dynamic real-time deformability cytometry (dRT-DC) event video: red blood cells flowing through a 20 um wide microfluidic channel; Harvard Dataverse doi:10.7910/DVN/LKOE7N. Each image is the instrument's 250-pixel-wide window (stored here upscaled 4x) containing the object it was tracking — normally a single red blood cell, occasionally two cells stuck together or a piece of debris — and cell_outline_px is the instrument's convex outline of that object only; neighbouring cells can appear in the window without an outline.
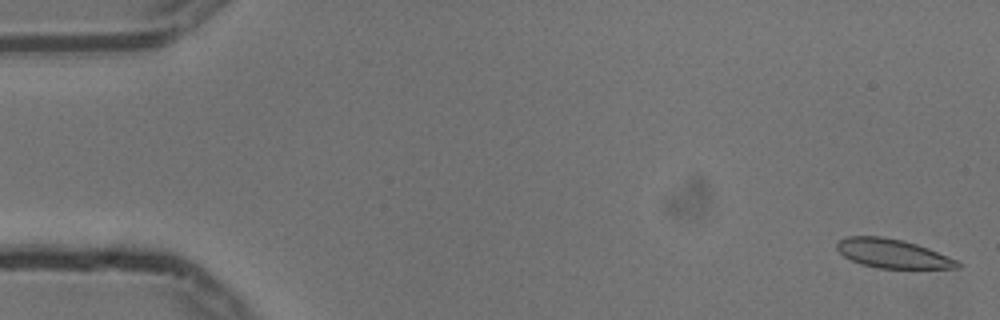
{"species": "common noctule bat (a hibernating species)", "species_latin": "Nyctalus noctula", "temperature_condition": "cold", "stored_images_in_passage": 55, "camera_frame_rate_fps": 3000, "um_per_image_px": 0.085, "animal": {"sex": "male", "body_mass_g": 13.3}, "frame": {"image": 1, "passage_image": 2, "time_ms": 0.333, "image_size_px": [1000, 320], "cell_outline_px": [[960, 268], [876, 268], [860, 264], [844, 256], [836, 248], [836, 244], [840, 240], [848, 236], [880, 236], [904, 240], [928, 248], [956, 260], [960, 264]], "centroid_in_image_um": [75.84, 21.55], "position_along_channel_um": 9.2, "area_um2": 20.17}}
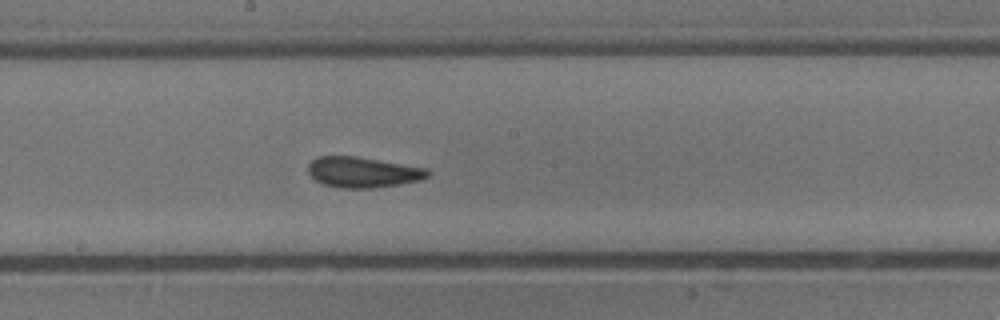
{"frame": {"image": 2, "passage_image": 30, "time_ms": 9.667, "image_size_px": [1000, 320], "cell_outline_px": [[428, 176], [420, 180], [400, 184], [376, 188], [340, 188], [324, 184], [316, 180], [308, 172], [308, 164], [316, 156], [356, 156], [428, 168]], "centroid_in_image_um": [30.83, 14.63], "position_along_channel_um": 217.4, "area_um2": 21.33}}
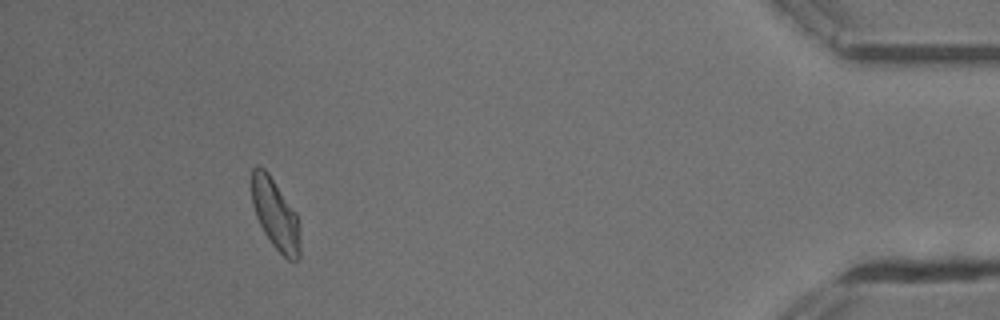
{"frame": {"image": 3, "passage_image": 51, "time_ms": 16.667, "image_size_px": [1000, 320], "cell_outline_px": [[300, 256], [296, 260], [288, 260], [272, 244], [264, 232], [256, 216], [252, 204], [252, 168], [264, 168], [268, 172], [296, 212], [300, 240]], "centroid_in_image_um": [23.41, 18.23], "position_along_channel_um": 411.8, "area_um2": 19.54}, "authors_computed_cell_mechanics": {"area_um2": 20.7502, "velocity_mm_per_s": 3.7081, "shape_relaxation_time_tau1_ms": 3.7428, "shape_relaxation_time_tau2_ms": 2.0534, "deformation_change_tau1": 0.1261, "deformation_change_tau2": 0.097}}